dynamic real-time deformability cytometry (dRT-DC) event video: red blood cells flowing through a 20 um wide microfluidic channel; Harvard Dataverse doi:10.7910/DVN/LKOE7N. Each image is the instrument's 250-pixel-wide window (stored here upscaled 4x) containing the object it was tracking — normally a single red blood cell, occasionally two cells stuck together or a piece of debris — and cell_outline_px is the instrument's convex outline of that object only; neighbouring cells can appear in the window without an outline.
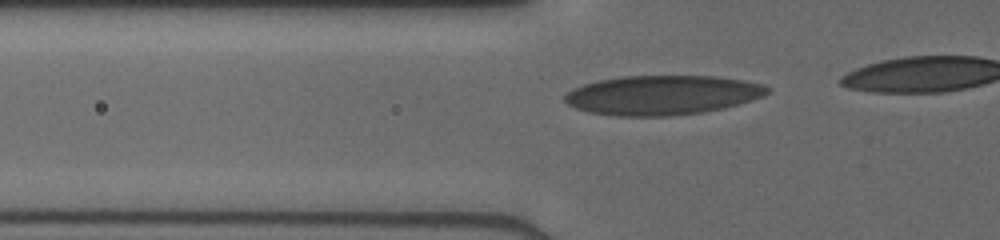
{"species": "human", "species_latin": "Homo sapiens", "temperature_condition": "cold", "stored_images_in_passage": 8, "camera_frame_rate_fps": 3000, "um_per_image_px": 0.085, "donor": {"sex": "male"}, "frame": {"image": 1, "passage_image": 2, "time_ms": 0.333, "image_size_px": [1000, 240], "cell_outline_px": [[768, 92], [764, 96], [740, 104], [724, 108], [704, 112], [668, 116], [616, 116], [588, 112], [576, 108], [568, 104], [564, 100], [564, 96], [572, 88], [584, 84], [600, 80], [624, 76], [712, 76], [744, 80], [764, 84], [768, 88]], "centroid_in_image_um": [56.3, 8.09], "position_along_channel_um": 69.5, "area_um2": 46.64}}
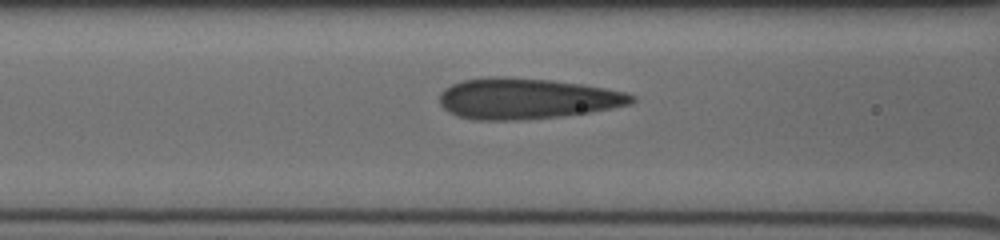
{"frame": {"image": 2, "passage_image": 6, "time_ms": 1.667, "image_size_px": [1000, 240], "cell_outline_px": [[636, 100], [632, 104], [612, 108], [588, 112], [560, 116], [516, 120], [472, 120], [456, 116], [448, 112], [440, 104], [440, 92], [444, 88], [452, 84], [464, 80], [492, 76], [552, 80], [580, 84], [604, 88], [624, 92], [636, 96]], "centroid_in_image_um": [44.74, 8.39], "position_along_channel_um": 121.9, "area_um2": 45.6}}